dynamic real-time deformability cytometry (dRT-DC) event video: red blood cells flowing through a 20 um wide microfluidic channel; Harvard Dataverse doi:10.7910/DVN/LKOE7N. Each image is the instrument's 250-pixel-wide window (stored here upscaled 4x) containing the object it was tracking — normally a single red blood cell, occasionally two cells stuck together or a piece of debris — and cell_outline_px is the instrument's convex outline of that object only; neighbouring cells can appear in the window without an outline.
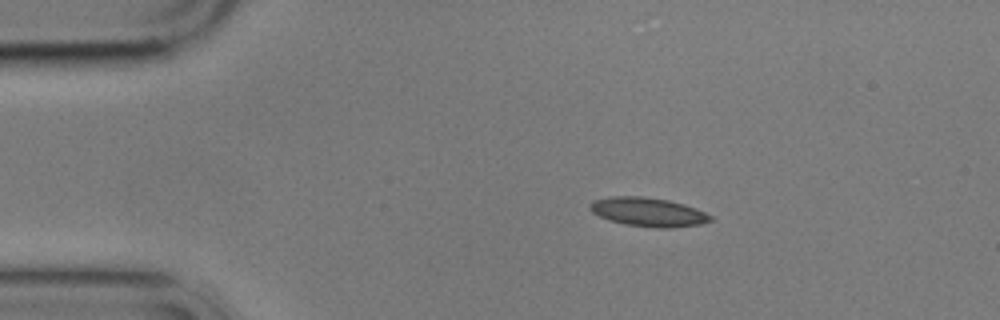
{"species": "common noctule bat (a hibernating species)", "species_latin": "Nyctalus noctula", "temperature_condition": "cold", "stored_images_in_passage": 3, "camera_frame_rate_fps": 3000, "um_per_image_px": 0.085, "animal": {"sex": "male", "body_mass_g": 17.9}, "frame": {"image": 1, "passage_image": 1, "time_ms": 0.0, "image_size_px": [1000, 320], "cell_outline_px": [[712, 220], [700, 224], [672, 228], [656, 228], [624, 224], [608, 220], [592, 212], [588, 208], [588, 204], [592, 200], [612, 196], [644, 196], [668, 200], [684, 204], [696, 208], [712, 216]], "centroid_in_image_um": [55.06, 18.02], "position_along_channel_um": 29.9, "area_um2": 20.46}}
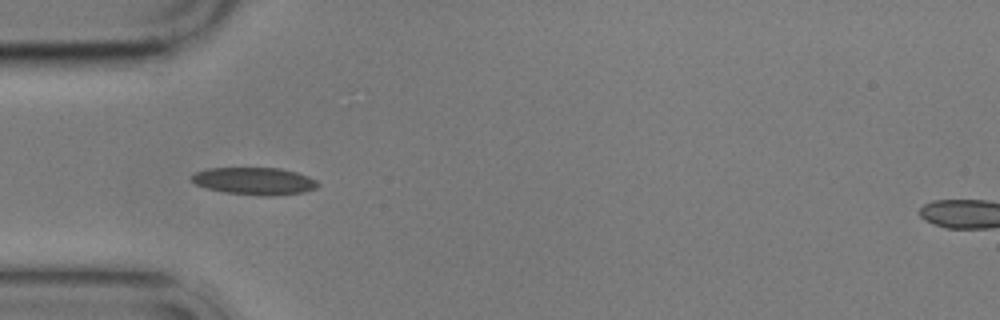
{"frame": {"image": 2, "passage_image": 3, "time_ms": 2.333, "image_size_px": [1000, 320], "cell_outline_px": [[320, 184], [316, 188], [304, 192], [272, 196], [260, 196], [224, 192], [208, 188], [196, 184], [188, 176], [196, 172], [208, 168], [280, 168], [296, 172], [308, 176], [316, 180]], "centroid_in_image_um": [21.64, 15.39], "position_along_channel_um": 63.4, "area_um2": 20.17}}